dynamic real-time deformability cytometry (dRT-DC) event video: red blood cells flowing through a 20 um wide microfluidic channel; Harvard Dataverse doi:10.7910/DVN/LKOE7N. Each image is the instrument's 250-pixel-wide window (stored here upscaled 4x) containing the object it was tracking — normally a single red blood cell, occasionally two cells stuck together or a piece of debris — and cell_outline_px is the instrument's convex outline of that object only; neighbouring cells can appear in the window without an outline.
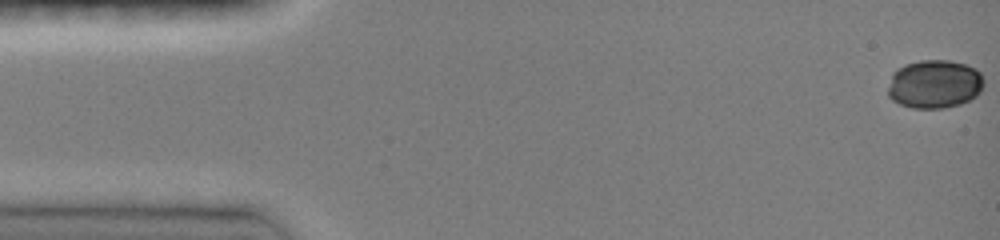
{"species": "common noctule bat (a hibernating species)", "species_latin": "Nyctalus noctula", "temperature_condition": "room temperature", "stored_images_in_passage": 46, "camera_frame_rate_fps": 3000, "um_per_image_px": 0.085, "animal": {"sex": "female", "body_mass_g": 19.0, "forearm_length_mm": 51.5}, "frame": {"image": 1, "passage_image": 1, "time_ms": 0.0, "image_size_px": [1000, 240], "cell_outline_px": [[984, 84], [980, 92], [976, 96], [960, 104], [944, 108], [912, 108], [900, 104], [892, 100], [888, 96], [888, 88], [892, 72], [896, 68], [904, 64], [920, 60], [948, 60], [964, 64], [976, 68], [980, 72], [984, 80]], "centroid_in_image_um": [79.42, 7.14], "position_along_channel_um": 5.6, "area_um2": 27.4}}
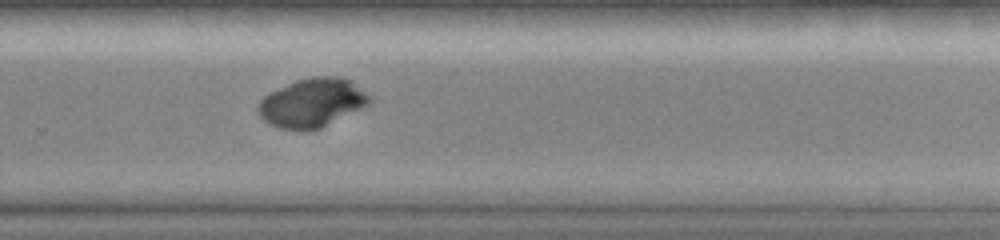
{"frame": {"image": 2, "passage_image": 32, "time_ms": 10.333, "image_size_px": [1000, 240], "cell_outline_px": [[372, 100], [368, 104], [320, 128], [280, 128], [268, 124], [260, 116], [256, 108], [256, 104], [268, 92], [296, 80], [312, 76], [340, 76], [348, 80], [372, 96]], "centroid_in_image_um": [26.49, 8.7], "position_along_channel_um": 303.3, "area_um2": 31.21}}
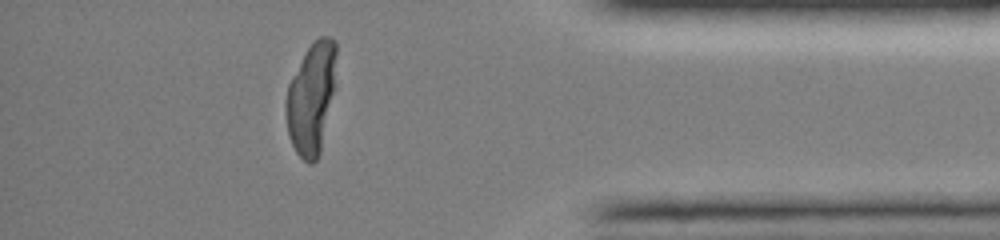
{"frame": {"image": 3, "passage_image": 41, "time_ms": 13.333, "image_size_px": [1000, 240], "cell_outline_px": [[336, 88], [320, 152], [316, 160], [312, 164], [308, 164], [296, 152], [292, 144], [288, 132], [284, 104], [288, 84], [304, 52], [320, 36], [328, 36], [336, 40]], "centroid_in_image_um": [26.48, 8.33], "position_along_channel_um": 408.7, "area_um2": 33.23}}